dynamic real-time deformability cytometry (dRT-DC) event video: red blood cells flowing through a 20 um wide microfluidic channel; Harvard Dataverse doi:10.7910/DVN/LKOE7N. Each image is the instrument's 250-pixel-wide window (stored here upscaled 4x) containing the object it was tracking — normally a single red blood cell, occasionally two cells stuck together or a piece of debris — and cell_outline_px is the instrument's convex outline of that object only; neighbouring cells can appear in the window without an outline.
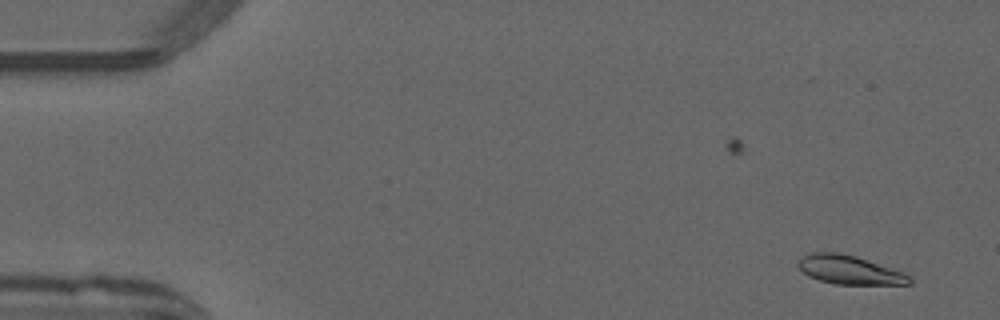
{"species": "common noctule bat (a hibernating species)", "species_latin": "Nyctalus noctula", "temperature_condition": "warm", "stored_images_in_passage": 51, "camera_frame_rate_fps": 3000, "um_per_image_px": 0.085, "animal": {"sex": "male", "forearm_length_mm": 52.5}, "frame": {"image": 1, "passage_image": 2, "time_ms": 0.333, "image_size_px": [1000, 320], "cell_outline_px": [[912, 284], [836, 284], [820, 280], [808, 276], [796, 264], [808, 252], [840, 252], [856, 256], [904, 272], [912, 280]], "centroid_in_image_um": [72.2, 22.93], "position_along_channel_um": 12.8, "area_um2": 18.55}}
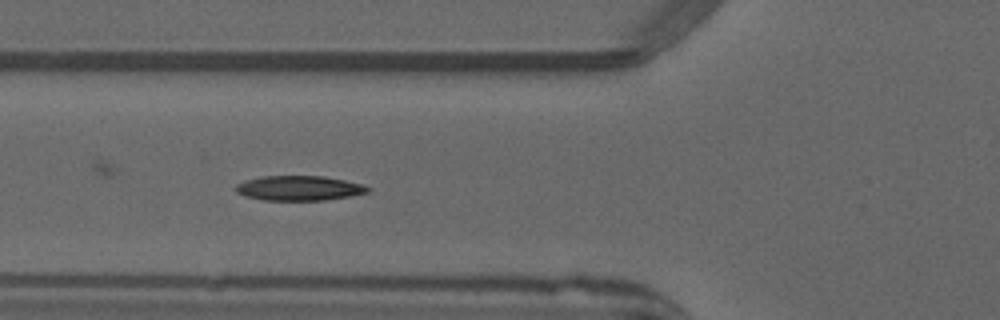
{"frame": {"image": 2, "passage_image": 18, "time_ms": 5.667, "image_size_px": [1000, 320], "cell_outline_px": [[372, 188], [368, 192], [352, 196], [324, 200], [264, 200], [244, 196], [236, 192], [232, 188], [236, 184], [244, 180], [260, 176], [324, 176], [344, 180], [360, 184]], "centroid_in_image_um": [25.37, 15.99], "position_along_channel_um": 100.4, "area_um2": 19.25}}
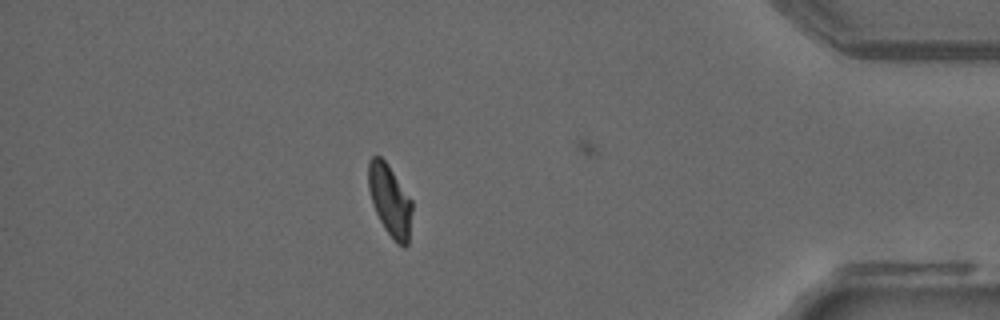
{"frame": {"image": 3, "passage_image": 44, "time_ms": 14.333, "image_size_px": [1000, 320], "cell_outline_px": [[412, 208], [408, 244], [404, 248], [396, 244], [384, 228], [372, 204], [368, 188], [368, 160], [372, 156], [380, 156], [388, 164], [412, 200]], "centroid_in_image_um": [33.13, 17.04], "position_along_channel_um": 402.1, "area_um2": 18.32}, "authors_computed_cell_mechanics": {"area_um2": 18.785, "velocity_mm_per_s": 3.999, "shape_relaxation_time_tau1_ms": 5.2934, "shape_relaxation_time_tau2_ms": null, "deformation_change_tau1": 0.1746, "deformation_change_tau2": null}}